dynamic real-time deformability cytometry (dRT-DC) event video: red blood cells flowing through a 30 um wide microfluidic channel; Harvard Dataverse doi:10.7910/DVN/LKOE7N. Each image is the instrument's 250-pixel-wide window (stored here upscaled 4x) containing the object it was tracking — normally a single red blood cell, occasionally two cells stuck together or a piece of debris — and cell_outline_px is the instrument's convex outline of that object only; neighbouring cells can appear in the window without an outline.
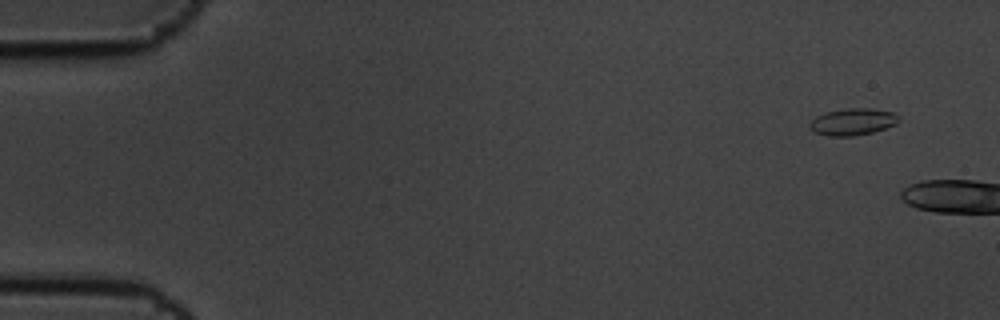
{"species": "common noctule bat (a hibernating species)", "species_latin": "Nyctalus noctula", "temperature_condition": "cold", "stored_images_in_passage": 6, "camera_frame_rate_fps": 3000, "um_per_image_px": 0.085, "animal": {"sex": "male", "body_mass_g": 19.5, "forearm_length_mm": 54.6}, "frame": {"image": 1, "passage_image": 1, "time_ms": 0.0, "image_size_px": [1000, 320], "cell_outline_px": [[900, 120], [896, 124], [872, 132], [852, 136], [828, 136], [812, 132], [808, 128], [808, 124], [816, 116], [824, 112], [844, 108], [868, 108], [892, 112], [900, 116]], "centroid_in_image_um": [72.43, 10.35], "position_along_channel_um": 12.6, "area_um2": 14.1}}